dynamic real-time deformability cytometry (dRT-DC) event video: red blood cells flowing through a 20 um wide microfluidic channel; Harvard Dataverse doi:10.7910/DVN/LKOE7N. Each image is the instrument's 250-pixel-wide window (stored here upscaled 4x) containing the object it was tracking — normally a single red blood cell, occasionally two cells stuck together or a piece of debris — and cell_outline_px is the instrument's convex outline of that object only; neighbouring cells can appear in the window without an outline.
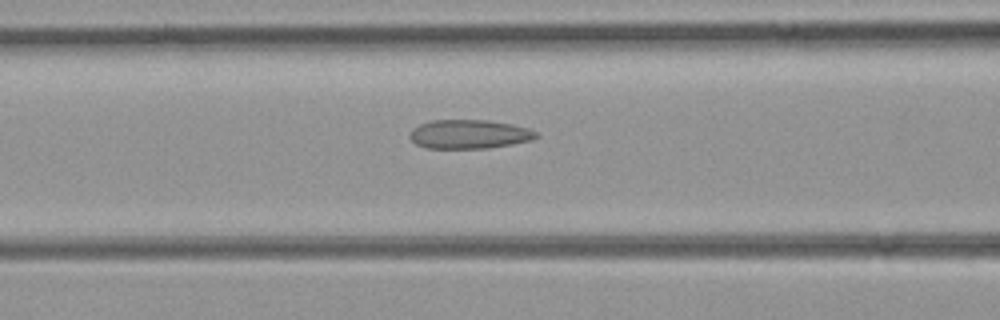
{"species": "common noctule bat (a hibernating species)", "species_latin": "Nyctalus noctula", "temperature_condition": "room temperature", "stored_images_in_passage": 49, "camera_frame_rate_fps": 3000, "um_per_image_px": 0.085, "animal": {"sex": "female", "body_mass_g": 21.9}, "frame": {"image": 1, "passage_image": 21, "time_ms": 6.667, "image_size_px": [1000, 320], "cell_outline_px": [[540, 136], [532, 140], [512, 144], [488, 148], [428, 148], [416, 144], [408, 136], [412, 128], [420, 124], [432, 120], [488, 120], [512, 124], [528, 128], [536, 132]], "centroid_in_image_um": [39.88, 11.4], "position_along_channel_um": 126.7, "area_um2": 21.39}}
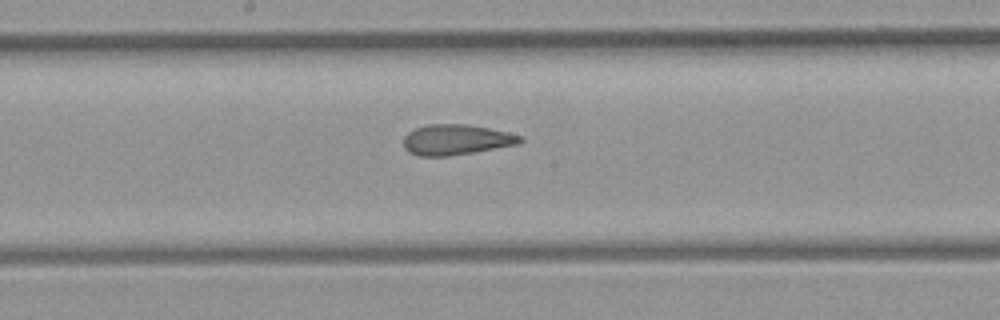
{"frame": {"image": 2, "passage_image": 27, "time_ms": 8.667, "image_size_px": [1000, 320], "cell_outline_px": [[524, 140], [520, 144], [448, 156], [420, 156], [408, 152], [404, 148], [404, 136], [408, 132], [416, 128], [428, 124], [468, 124], [508, 132], [524, 136]], "centroid_in_image_um": [38.79, 11.87], "position_along_channel_um": 209.4, "area_um2": 20.75}}
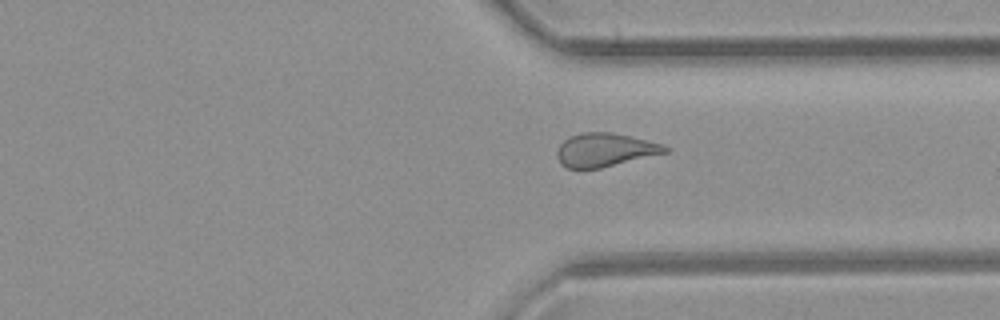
{"frame": {"image": 3, "passage_image": 38, "time_ms": 12.333, "image_size_px": [1000, 320], "cell_outline_px": [[672, 148], [668, 152], [600, 168], [568, 168], [556, 156], [556, 152], [560, 144], [568, 136], [584, 132], [612, 132], [664, 144]], "centroid_in_image_um": [51.45, 12.72], "position_along_channel_um": 360.0, "area_um2": 20.98}}